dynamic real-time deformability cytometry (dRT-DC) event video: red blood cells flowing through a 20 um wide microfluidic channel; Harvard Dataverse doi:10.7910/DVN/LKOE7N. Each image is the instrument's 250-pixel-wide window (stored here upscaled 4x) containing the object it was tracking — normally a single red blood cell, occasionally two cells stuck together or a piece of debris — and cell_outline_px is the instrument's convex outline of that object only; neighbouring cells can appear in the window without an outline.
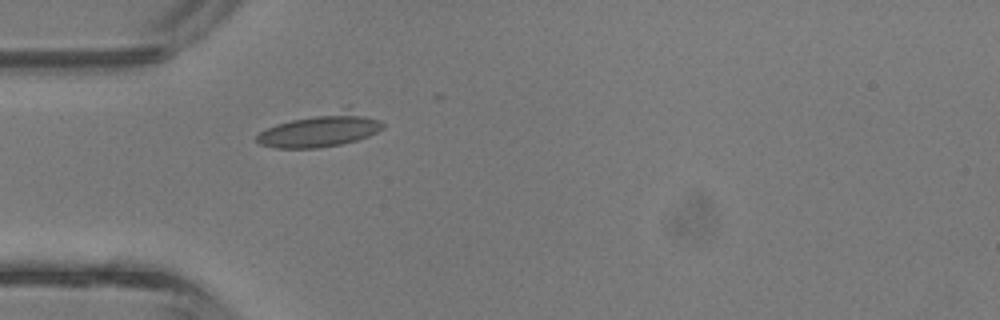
{"species": "common noctule bat (a hibernating species)", "species_latin": "Nyctalus noctula", "temperature_condition": "room temperature", "stored_images_in_passage": 4, "camera_frame_rate_fps": 3000, "um_per_image_px": 0.085, "animal": {"sex": "male", "body_mass_g": 13.3}, "frame": {"image": 1, "passage_image": 4, "time_ms": 1.0, "image_size_px": [1000, 320], "cell_outline_px": [[384, 128], [368, 136], [356, 140], [340, 144], [320, 148], [276, 148], [260, 144], [256, 140], [256, 136], [260, 132], [276, 124], [292, 120], [316, 116], [364, 116], [380, 120], [384, 124]], "centroid_in_image_um": [27.1, 11.2], "position_along_channel_um": 57.9, "area_um2": 22.14}}